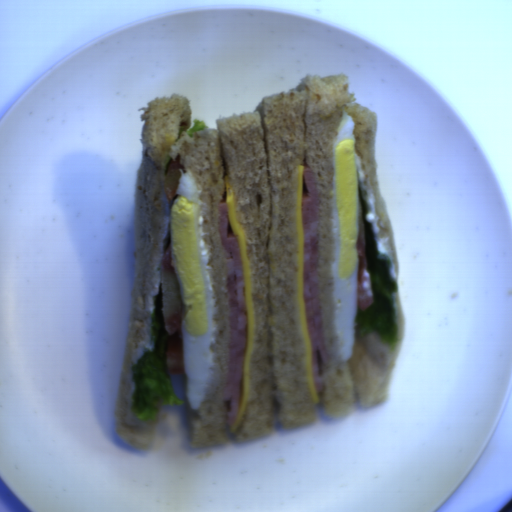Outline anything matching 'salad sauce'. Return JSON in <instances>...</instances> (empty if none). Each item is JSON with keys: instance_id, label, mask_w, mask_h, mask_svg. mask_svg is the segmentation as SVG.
<instances>
[{"instance_id": "1", "label": "salad sauce", "mask_w": 512, "mask_h": 512, "mask_svg": "<svg viewBox=\"0 0 512 512\" xmlns=\"http://www.w3.org/2000/svg\"><path fill=\"white\" fill-rule=\"evenodd\" d=\"M162 201L164 207V225H163V233L159 239L158 250L155 257V261L153 264L154 269V284L153 287L147 297L146 305H145V317L143 323V335L139 342L136 345L133 362L137 364L138 359L142 358L144 351L154 350V343L150 340L151 330H152V321L151 315L154 313V304L156 297L159 296L158 288L161 284L159 267L163 255L164 243L165 239L170 227V219H171V208L170 201L168 197L167 189L162 186Z\"/></svg>"}, {"instance_id": "2", "label": "salad sauce", "mask_w": 512, "mask_h": 512, "mask_svg": "<svg viewBox=\"0 0 512 512\" xmlns=\"http://www.w3.org/2000/svg\"><path fill=\"white\" fill-rule=\"evenodd\" d=\"M354 162L357 170L358 180L364 191L365 200L368 202V209L365 214V219L371 224L374 240L376 243L378 253L388 255L390 261V272L393 278L398 281V271L395 261L392 257L390 249L382 235L381 227L379 224L378 214L375 210V198L373 190L367 182L366 173L364 170L363 162L355 151Z\"/></svg>"}]
</instances>
